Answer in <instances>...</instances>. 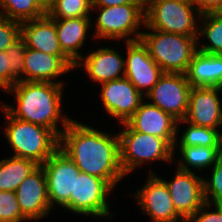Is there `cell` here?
Wrapping results in <instances>:
<instances>
[{
	"label": "cell",
	"mask_w": 222,
	"mask_h": 222,
	"mask_svg": "<svg viewBox=\"0 0 222 222\" xmlns=\"http://www.w3.org/2000/svg\"><path fill=\"white\" fill-rule=\"evenodd\" d=\"M219 87H191L186 116L178 123L217 129L222 125V103Z\"/></svg>",
	"instance_id": "14"
},
{
	"label": "cell",
	"mask_w": 222,
	"mask_h": 222,
	"mask_svg": "<svg viewBox=\"0 0 222 222\" xmlns=\"http://www.w3.org/2000/svg\"><path fill=\"white\" fill-rule=\"evenodd\" d=\"M0 15L23 23L46 15V11L35 0H0Z\"/></svg>",
	"instance_id": "25"
},
{
	"label": "cell",
	"mask_w": 222,
	"mask_h": 222,
	"mask_svg": "<svg viewBox=\"0 0 222 222\" xmlns=\"http://www.w3.org/2000/svg\"><path fill=\"white\" fill-rule=\"evenodd\" d=\"M26 52V44L20 36L13 44L5 51L9 61V88L20 81L23 76L24 56Z\"/></svg>",
	"instance_id": "29"
},
{
	"label": "cell",
	"mask_w": 222,
	"mask_h": 222,
	"mask_svg": "<svg viewBox=\"0 0 222 222\" xmlns=\"http://www.w3.org/2000/svg\"><path fill=\"white\" fill-rule=\"evenodd\" d=\"M132 130L166 139L175 148L178 120L159 107L144 100L135 113L125 122Z\"/></svg>",
	"instance_id": "16"
},
{
	"label": "cell",
	"mask_w": 222,
	"mask_h": 222,
	"mask_svg": "<svg viewBox=\"0 0 222 222\" xmlns=\"http://www.w3.org/2000/svg\"><path fill=\"white\" fill-rule=\"evenodd\" d=\"M75 69L67 56H57L26 47L20 81L54 82L56 77Z\"/></svg>",
	"instance_id": "18"
},
{
	"label": "cell",
	"mask_w": 222,
	"mask_h": 222,
	"mask_svg": "<svg viewBox=\"0 0 222 222\" xmlns=\"http://www.w3.org/2000/svg\"><path fill=\"white\" fill-rule=\"evenodd\" d=\"M101 101L109 115L125 123L137 110L144 96L126 78L101 84Z\"/></svg>",
	"instance_id": "15"
},
{
	"label": "cell",
	"mask_w": 222,
	"mask_h": 222,
	"mask_svg": "<svg viewBox=\"0 0 222 222\" xmlns=\"http://www.w3.org/2000/svg\"><path fill=\"white\" fill-rule=\"evenodd\" d=\"M150 30L151 32H142L140 39L147 46L149 55L162 72L186 74L197 46L200 44V36Z\"/></svg>",
	"instance_id": "4"
},
{
	"label": "cell",
	"mask_w": 222,
	"mask_h": 222,
	"mask_svg": "<svg viewBox=\"0 0 222 222\" xmlns=\"http://www.w3.org/2000/svg\"><path fill=\"white\" fill-rule=\"evenodd\" d=\"M179 146L222 147V133L218 129L195 126L189 123L182 132Z\"/></svg>",
	"instance_id": "27"
},
{
	"label": "cell",
	"mask_w": 222,
	"mask_h": 222,
	"mask_svg": "<svg viewBox=\"0 0 222 222\" xmlns=\"http://www.w3.org/2000/svg\"><path fill=\"white\" fill-rule=\"evenodd\" d=\"M159 1H165V0H142L143 8L144 10L153 2H159Z\"/></svg>",
	"instance_id": "38"
},
{
	"label": "cell",
	"mask_w": 222,
	"mask_h": 222,
	"mask_svg": "<svg viewBox=\"0 0 222 222\" xmlns=\"http://www.w3.org/2000/svg\"><path fill=\"white\" fill-rule=\"evenodd\" d=\"M200 15L217 13L222 8V0H191Z\"/></svg>",
	"instance_id": "34"
},
{
	"label": "cell",
	"mask_w": 222,
	"mask_h": 222,
	"mask_svg": "<svg viewBox=\"0 0 222 222\" xmlns=\"http://www.w3.org/2000/svg\"><path fill=\"white\" fill-rule=\"evenodd\" d=\"M46 174L47 191L51 208L54 203L74 213V185L80 170L58 148L42 165Z\"/></svg>",
	"instance_id": "8"
},
{
	"label": "cell",
	"mask_w": 222,
	"mask_h": 222,
	"mask_svg": "<svg viewBox=\"0 0 222 222\" xmlns=\"http://www.w3.org/2000/svg\"><path fill=\"white\" fill-rule=\"evenodd\" d=\"M202 27L198 31L199 35H205L209 44H204L197 50L206 54L221 55L222 54V15L220 13H206L201 15Z\"/></svg>",
	"instance_id": "26"
},
{
	"label": "cell",
	"mask_w": 222,
	"mask_h": 222,
	"mask_svg": "<svg viewBox=\"0 0 222 222\" xmlns=\"http://www.w3.org/2000/svg\"><path fill=\"white\" fill-rule=\"evenodd\" d=\"M9 61L5 51H0V88L9 89Z\"/></svg>",
	"instance_id": "35"
},
{
	"label": "cell",
	"mask_w": 222,
	"mask_h": 222,
	"mask_svg": "<svg viewBox=\"0 0 222 222\" xmlns=\"http://www.w3.org/2000/svg\"><path fill=\"white\" fill-rule=\"evenodd\" d=\"M203 179L193 171L177 168L171 181L162 179L168 187L177 213L187 221L205 203Z\"/></svg>",
	"instance_id": "13"
},
{
	"label": "cell",
	"mask_w": 222,
	"mask_h": 222,
	"mask_svg": "<svg viewBox=\"0 0 222 222\" xmlns=\"http://www.w3.org/2000/svg\"><path fill=\"white\" fill-rule=\"evenodd\" d=\"M150 175L144 187L135 192L143 213L151 217L154 222H186L177 213L168 187L162 178L152 172Z\"/></svg>",
	"instance_id": "12"
},
{
	"label": "cell",
	"mask_w": 222,
	"mask_h": 222,
	"mask_svg": "<svg viewBox=\"0 0 222 222\" xmlns=\"http://www.w3.org/2000/svg\"><path fill=\"white\" fill-rule=\"evenodd\" d=\"M21 35V23L0 15V51H6Z\"/></svg>",
	"instance_id": "32"
},
{
	"label": "cell",
	"mask_w": 222,
	"mask_h": 222,
	"mask_svg": "<svg viewBox=\"0 0 222 222\" xmlns=\"http://www.w3.org/2000/svg\"><path fill=\"white\" fill-rule=\"evenodd\" d=\"M62 90L63 83L58 81H18L5 91L14 94L17 107L5 103L2 107L12 117L46 127L59 138L72 120L61 114ZM59 120L63 130L57 128Z\"/></svg>",
	"instance_id": "2"
},
{
	"label": "cell",
	"mask_w": 222,
	"mask_h": 222,
	"mask_svg": "<svg viewBox=\"0 0 222 222\" xmlns=\"http://www.w3.org/2000/svg\"><path fill=\"white\" fill-rule=\"evenodd\" d=\"M39 166L33 160L15 156L0 160V191L15 192Z\"/></svg>",
	"instance_id": "23"
},
{
	"label": "cell",
	"mask_w": 222,
	"mask_h": 222,
	"mask_svg": "<svg viewBox=\"0 0 222 222\" xmlns=\"http://www.w3.org/2000/svg\"><path fill=\"white\" fill-rule=\"evenodd\" d=\"M113 190L104 179L80 172L75 178L74 212L111 218L107 198Z\"/></svg>",
	"instance_id": "10"
},
{
	"label": "cell",
	"mask_w": 222,
	"mask_h": 222,
	"mask_svg": "<svg viewBox=\"0 0 222 222\" xmlns=\"http://www.w3.org/2000/svg\"><path fill=\"white\" fill-rule=\"evenodd\" d=\"M203 188L205 202L222 204V155L213 165L211 179H203Z\"/></svg>",
	"instance_id": "30"
},
{
	"label": "cell",
	"mask_w": 222,
	"mask_h": 222,
	"mask_svg": "<svg viewBox=\"0 0 222 222\" xmlns=\"http://www.w3.org/2000/svg\"><path fill=\"white\" fill-rule=\"evenodd\" d=\"M196 13L201 16L191 0L153 2L144 10V28L185 36H198Z\"/></svg>",
	"instance_id": "6"
},
{
	"label": "cell",
	"mask_w": 222,
	"mask_h": 222,
	"mask_svg": "<svg viewBox=\"0 0 222 222\" xmlns=\"http://www.w3.org/2000/svg\"><path fill=\"white\" fill-rule=\"evenodd\" d=\"M15 192L19 208L28 220H38L51 212L46 174L41 165L26 177Z\"/></svg>",
	"instance_id": "17"
},
{
	"label": "cell",
	"mask_w": 222,
	"mask_h": 222,
	"mask_svg": "<svg viewBox=\"0 0 222 222\" xmlns=\"http://www.w3.org/2000/svg\"><path fill=\"white\" fill-rule=\"evenodd\" d=\"M191 87H219L222 80V56L196 51L186 72Z\"/></svg>",
	"instance_id": "22"
},
{
	"label": "cell",
	"mask_w": 222,
	"mask_h": 222,
	"mask_svg": "<svg viewBox=\"0 0 222 222\" xmlns=\"http://www.w3.org/2000/svg\"><path fill=\"white\" fill-rule=\"evenodd\" d=\"M75 64V68L84 66L89 77L98 83L123 78L125 75L124 59L113 48H101L90 52ZM123 71V72H122ZM122 72V74H120Z\"/></svg>",
	"instance_id": "19"
},
{
	"label": "cell",
	"mask_w": 222,
	"mask_h": 222,
	"mask_svg": "<svg viewBox=\"0 0 222 222\" xmlns=\"http://www.w3.org/2000/svg\"><path fill=\"white\" fill-rule=\"evenodd\" d=\"M128 3H142V0H92V7H113Z\"/></svg>",
	"instance_id": "36"
},
{
	"label": "cell",
	"mask_w": 222,
	"mask_h": 222,
	"mask_svg": "<svg viewBox=\"0 0 222 222\" xmlns=\"http://www.w3.org/2000/svg\"><path fill=\"white\" fill-rule=\"evenodd\" d=\"M127 59H124L125 75L145 97L163 74L161 68L149 55L147 46L141 39L126 41ZM144 92H143V91Z\"/></svg>",
	"instance_id": "11"
},
{
	"label": "cell",
	"mask_w": 222,
	"mask_h": 222,
	"mask_svg": "<svg viewBox=\"0 0 222 222\" xmlns=\"http://www.w3.org/2000/svg\"><path fill=\"white\" fill-rule=\"evenodd\" d=\"M222 56V54H221ZM220 89L222 90V80L220 81Z\"/></svg>",
	"instance_id": "39"
},
{
	"label": "cell",
	"mask_w": 222,
	"mask_h": 222,
	"mask_svg": "<svg viewBox=\"0 0 222 222\" xmlns=\"http://www.w3.org/2000/svg\"><path fill=\"white\" fill-rule=\"evenodd\" d=\"M182 157L177 168L183 171H192L190 167L205 169L213 166L222 155V147L207 146H178Z\"/></svg>",
	"instance_id": "24"
},
{
	"label": "cell",
	"mask_w": 222,
	"mask_h": 222,
	"mask_svg": "<svg viewBox=\"0 0 222 222\" xmlns=\"http://www.w3.org/2000/svg\"><path fill=\"white\" fill-rule=\"evenodd\" d=\"M1 108L8 123L4 135L15 153L13 156L42 165L59 148V138L50 129L14 118Z\"/></svg>",
	"instance_id": "3"
},
{
	"label": "cell",
	"mask_w": 222,
	"mask_h": 222,
	"mask_svg": "<svg viewBox=\"0 0 222 222\" xmlns=\"http://www.w3.org/2000/svg\"><path fill=\"white\" fill-rule=\"evenodd\" d=\"M28 219L22 214L16 192L0 191V222H22Z\"/></svg>",
	"instance_id": "31"
},
{
	"label": "cell",
	"mask_w": 222,
	"mask_h": 222,
	"mask_svg": "<svg viewBox=\"0 0 222 222\" xmlns=\"http://www.w3.org/2000/svg\"><path fill=\"white\" fill-rule=\"evenodd\" d=\"M119 136L120 165L125 175L147 161H173L174 147L164 138L132 130L126 123ZM146 161V162H145Z\"/></svg>",
	"instance_id": "5"
},
{
	"label": "cell",
	"mask_w": 222,
	"mask_h": 222,
	"mask_svg": "<svg viewBox=\"0 0 222 222\" xmlns=\"http://www.w3.org/2000/svg\"><path fill=\"white\" fill-rule=\"evenodd\" d=\"M190 89L186 74L163 73L145 98L179 121L186 116Z\"/></svg>",
	"instance_id": "9"
},
{
	"label": "cell",
	"mask_w": 222,
	"mask_h": 222,
	"mask_svg": "<svg viewBox=\"0 0 222 222\" xmlns=\"http://www.w3.org/2000/svg\"><path fill=\"white\" fill-rule=\"evenodd\" d=\"M211 204L205 202L203 206L194 213L186 222H222V204H212L215 211L206 210Z\"/></svg>",
	"instance_id": "33"
},
{
	"label": "cell",
	"mask_w": 222,
	"mask_h": 222,
	"mask_svg": "<svg viewBox=\"0 0 222 222\" xmlns=\"http://www.w3.org/2000/svg\"><path fill=\"white\" fill-rule=\"evenodd\" d=\"M99 8L95 24V37L105 39H125L126 41L139 40L142 32L140 26L145 25L144 8L142 3H128L113 7H92ZM138 30V31H137ZM134 37H129L130 35Z\"/></svg>",
	"instance_id": "7"
},
{
	"label": "cell",
	"mask_w": 222,
	"mask_h": 222,
	"mask_svg": "<svg viewBox=\"0 0 222 222\" xmlns=\"http://www.w3.org/2000/svg\"><path fill=\"white\" fill-rule=\"evenodd\" d=\"M27 48L57 56H66L60 47L55 21L47 14L21 23V35Z\"/></svg>",
	"instance_id": "20"
},
{
	"label": "cell",
	"mask_w": 222,
	"mask_h": 222,
	"mask_svg": "<svg viewBox=\"0 0 222 222\" xmlns=\"http://www.w3.org/2000/svg\"><path fill=\"white\" fill-rule=\"evenodd\" d=\"M62 52L76 64L81 60L82 53L78 52L86 40L91 25L90 17L68 19H53Z\"/></svg>",
	"instance_id": "21"
},
{
	"label": "cell",
	"mask_w": 222,
	"mask_h": 222,
	"mask_svg": "<svg viewBox=\"0 0 222 222\" xmlns=\"http://www.w3.org/2000/svg\"><path fill=\"white\" fill-rule=\"evenodd\" d=\"M59 148L80 172L104 179L113 189L125 176L118 133L111 136L72 119L59 137Z\"/></svg>",
	"instance_id": "1"
},
{
	"label": "cell",
	"mask_w": 222,
	"mask_h": 222,
	"mask_svg": "<svg viewBox=\"0 0 222 222\" xmlns=\"http://www.w3.org/2000/svg\"><path fill=\"white\" fill-rule=\"evenodd\" d=\"M92 0H54L46 11L51 19L90 17Z\"/></svg>",
	"instance_id": "28"
},
{
	"label": "cell",
	"mask_w": 222,
	"mask_h": 222,
	"mask_svg": "<svg viewBox=\"0 0 222 222\" xmlns=\"http://www.w3.org/2000/svg\"><path fill=\"white\" fill-rule=\"evenodd\" d=\"M45 11H47L53 4L54 0H35Z\"/></svg>",
	"instance_id": "37"
}]
</instances>
